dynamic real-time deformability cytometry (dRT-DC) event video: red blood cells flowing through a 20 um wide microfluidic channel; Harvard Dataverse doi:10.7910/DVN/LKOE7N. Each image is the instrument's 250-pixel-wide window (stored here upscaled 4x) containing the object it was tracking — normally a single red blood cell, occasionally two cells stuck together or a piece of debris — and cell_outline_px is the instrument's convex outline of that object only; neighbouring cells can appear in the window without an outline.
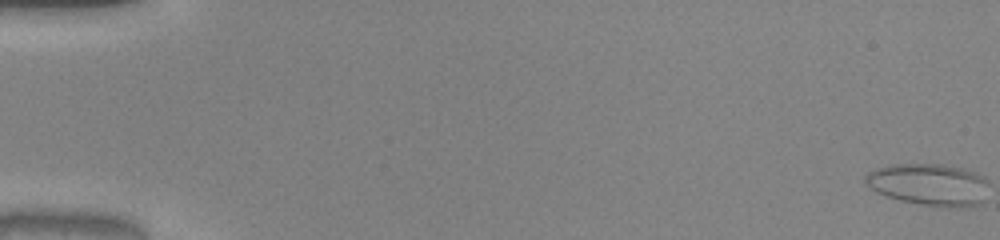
{"species": "common noctule bat (a hibernating species)", "species_latin": "Nyctalus noctula", "temperature_condition": "warm", "stored_images_in_passage": 10, "camera_frame_rate_fps": 3000, "um_per_image_px": 0.085, "animal": {"sex": "male", "body_mass_g": 20.0, "forearm_length_mm": 53.3}, "frame": {"image": 1, "passage_image": 1, "time_ms": 0.0, "image_size_px": [1000, 240], "cell_outline_px": [[984, 180], [980, 200], [976, 204], [960, 208], [956, 208], [924, 204], [900, 200], [888, 196], [872, 188], [864, 180], [864, 176], [868, 172], [892, 164], [940, 164], [964, 168], [984, 176]], "centroid_in_image_um": [78.9, 15.66], "position_along_channel_um": 6.1, "area_um2": 29.13}}